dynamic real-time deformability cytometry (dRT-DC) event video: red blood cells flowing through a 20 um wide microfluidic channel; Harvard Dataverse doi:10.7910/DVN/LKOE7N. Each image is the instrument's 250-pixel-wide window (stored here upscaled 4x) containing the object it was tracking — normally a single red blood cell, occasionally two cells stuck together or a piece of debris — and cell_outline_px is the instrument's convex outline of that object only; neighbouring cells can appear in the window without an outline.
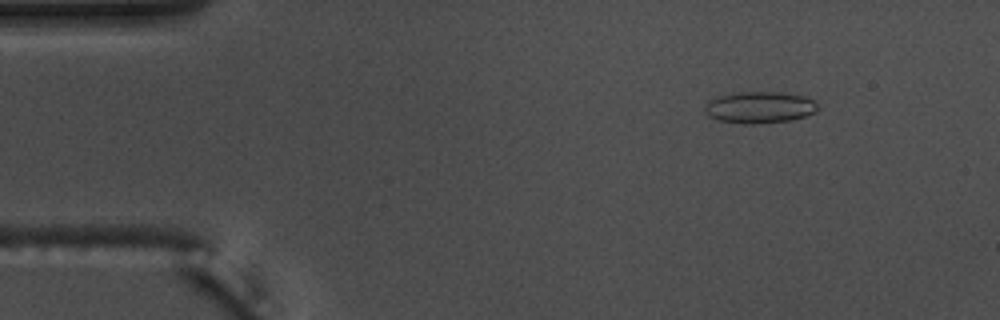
{"species": "common noctule bat (a hibernating species)", "species_latin": "Nyctalus noctula", "temperature_condition": "warm", "stored_images_in_passage": 54, "camera_frame_rate_fps": 3000, "um_per_image_px": 0.085, "animal": {"sex": "male", "body_mass_g": 17.5, "forearm_length_mm": 52.3}, "frame": {"image": 1, "passage_image": 6, "time_ms": 1.667, "image_size_px": [1000, 320], "cell_outline_px": [[820, 108], [816, 112], [804, 116], [788, 120], [752, 124], [744, 124], [716, 120], [708, 116], [704, 112], [704, 104], [720, 96], [732, 92], [780, 92], [804, 96], [820, 104]], "centroid_in_image_um": [64.56, 9.12], "position_along_channel_um": 20.4, "area_um2": 20.92}}
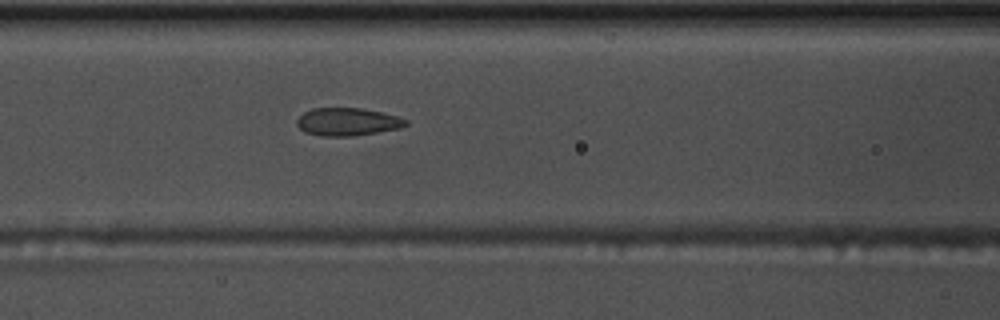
{"frame": {"image": 2, "passage_image": 22, "time_ms": 7.0, "image_size_px": [1000, 320], "cell_outline_px": [[408, 124], [400, 128], [356, 136], [320, 136], [304, 132], [296, 124], [296, 120], [304, 112], [312, 108], [364, 108], [396, 116], [408, 120]], "centroid_in_image_um": [29.52, 10.36], "position_along_channel_um": 137.1, "area_um2": 17.74}}
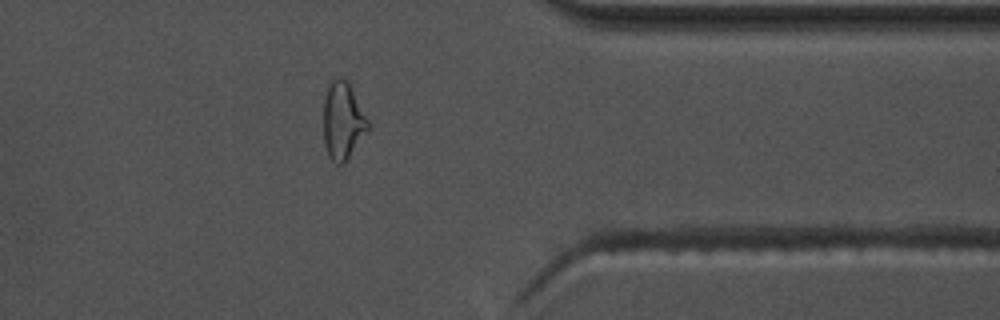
{"frame": {"image": 3, "passage_image": 43, "time_ms": 14.0, "image_size_px": [1000, 320], "cell_outline_px": [[368, 132], [344, 164], [336, 164], [328, 156], [324, 144], [324, 100], [328, 80], [332, 76], [340, 76], [348, 80], [368, 120]], "centroid_in_image_um": [29.12, 10.23], "position_along_channel_um": 382.3, "area_um2": 20.52}}